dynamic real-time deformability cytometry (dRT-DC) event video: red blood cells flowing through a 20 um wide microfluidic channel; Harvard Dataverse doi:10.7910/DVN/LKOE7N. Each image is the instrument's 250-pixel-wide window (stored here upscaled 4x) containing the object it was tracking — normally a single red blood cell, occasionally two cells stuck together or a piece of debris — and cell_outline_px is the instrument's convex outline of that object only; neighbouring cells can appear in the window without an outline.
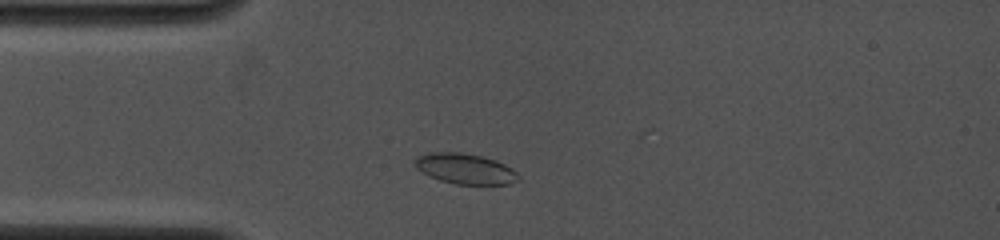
{"species": "common noctule bat (a hibernating species)", "species_latin": "Nyctalus noctula", "temperature_condition": "cold", "stored_images_in_passage": 22, "camera_frame_rate_fps": 4000, "um_per_image_px": 0.085, "animal": {"sex": "female", "body_mass_g": 19.0, "forearm_length_mm": 53.3}, "frame": {"image": 1, "passage_image": 8, "time_ms": 1.75, "image_size_px": [1000, 240], "cell_outline_px": [[520, 180], [508, 184], [456, 184], [440, 180], [416, 168], [416, 156], [432, 152], [460, 152], [480, 156], [496, 160], [512, 168], [520, 176]], "centroid_in_image_um": [39.58, 14.34], "position_along_channel_um": 45.4, "area_um2": 18.15}}
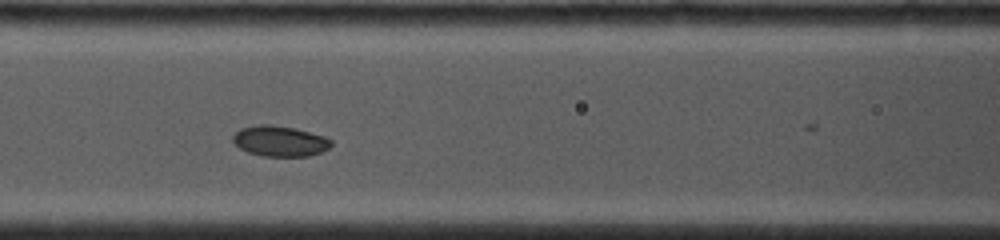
{"frame": {"image": 2, "passage_image": 18, "time_ms": 4.5, "image_size_px": [1000, 240], "cell_outline_px": [[332, 144], [328, 148], [320, 152], [308, 156], [264, 156], [248, 152], [240, 148], [232, 140], [232, 136], [240, 128], [256, 124], [272, 124], [296, 128], [324, 136], [332, 140]], "centroid_in_image_um": [23.77, 11.97], "position_along_channel_um": 142.8, "area_um2": 17.57}}
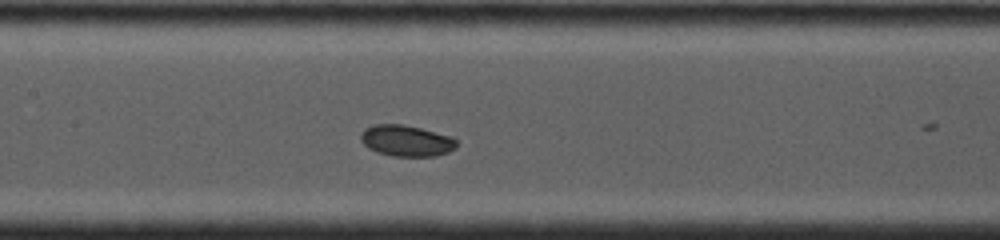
{"frame": {"image": 3, "passage_image": 21, "time_ms": 5.25, "image_size_px": [1000, 240], "cell_outline_px": [[456, 148], [448, 152], [436, 156], [392, 156], [376, 152], [368, 148], [360, 140], [360, 136], [364, 128], [372, 124], [400, 124], [420, 128], [448, 136], [456, 140]], "centroid_in_image_um": [34.49, 11.96], "position_along_channel_um": 172.9, "area_um2": 17.34}}